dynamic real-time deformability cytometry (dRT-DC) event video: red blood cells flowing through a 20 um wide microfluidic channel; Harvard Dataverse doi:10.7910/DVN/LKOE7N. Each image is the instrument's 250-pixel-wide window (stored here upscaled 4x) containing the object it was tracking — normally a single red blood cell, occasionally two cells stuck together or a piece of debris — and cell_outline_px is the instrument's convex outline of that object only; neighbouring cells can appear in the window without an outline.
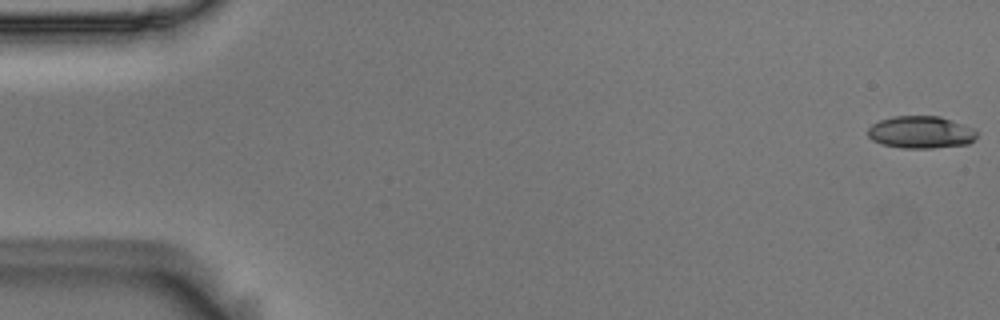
{"species": "Egyptian fruit bat (a non-hibernating species)", "species_latin": "Rousettus aegyptiacus", "temperature_condition": "room temperature", "stored_images_in_passage": 50, "camera_frame_rate_fps": 3000, "um_per_image_px": 0.085, "animal": {"sex": "male"}, "frame": {"image": 1, "passage_image": 1, "time_ms": 0.0, "image_size_px": [1000, 320], "cell_outline_px": [[976, 136], [968, 144], [932, 148], [904, 148], [880, 144], [872, 140], [868, 136], [868, 128], [872, 124], [880, 120], [892, 116], [940, 116], [976, 128]], "centroid_in_image_um": [78.26, 11.23], "position_along_channel_um": 6.7, "area_um2": 20.63}}
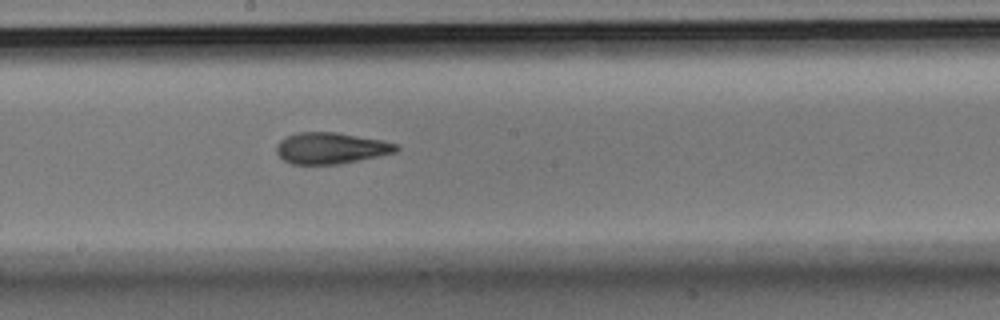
{"frame": {"image": 2, "passage_image": 30, "time_ms": 9.667, "image_size_px": [1000, 320], "cell_outline_px": [[400, 148], [396, 152], [340, 164], [292, 164], [284, 160], [276, 152], [276, 144], [280, 140], [296, 132], [336, 132], [384, 140], [400, 144]], "centroid_in_image_um": [28.15, 12.58], "position_along_channel_um": 220.0, "area_um2": 21.96}}
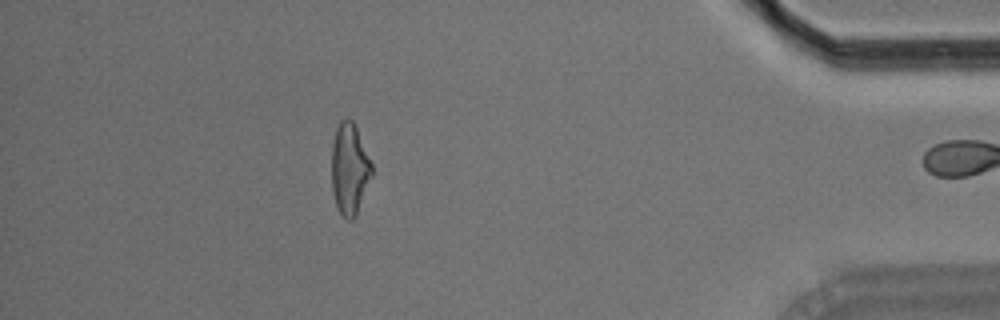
{"frame": {"image": 3, "passage_image": 49, "time_ms": 16.0, "image_size_px": [1000, 320], "cell_outline_px": [[372, 176], [356, 216], [352, 220], [348, 220], [340, 212], [336, 204], [332, 188], [332, 144], [336, 128], [340, 120], [348, 116], [356, 124], [372, 164]], "centroid_in_image_um": [29.72, 14.31], "position_along_channel_um": 405.5, "area_um2": 21.56}, "authors_computed_cell_mechanics": {"area_um2": 21.4438, "velocity_mm_per_s": 3.6787, "shape_relaxation_time_tau1_ms": 8.9162, "shape_relaxation_time_tau2_ms": 2.4189, "deformation_change_tau1": 0.2151, "deformation_change_tau2": 0.1093}}